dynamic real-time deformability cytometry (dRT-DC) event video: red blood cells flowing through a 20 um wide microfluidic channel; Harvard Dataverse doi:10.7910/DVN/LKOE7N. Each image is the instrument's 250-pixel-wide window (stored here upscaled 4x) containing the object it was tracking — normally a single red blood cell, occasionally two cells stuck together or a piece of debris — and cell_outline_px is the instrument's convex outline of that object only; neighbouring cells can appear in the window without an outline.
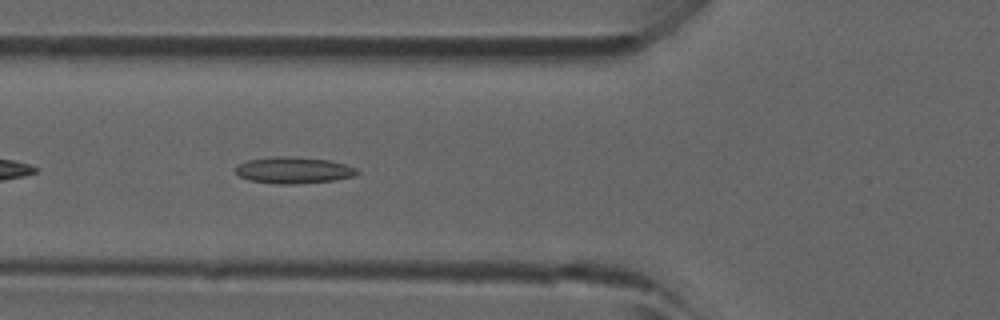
{"species": "common noctule bat (a hibernating species)", "species_latin": "Nyctalus noctula", "temperature_condition": "room temperature", "stored_images_in_passage": 6, "camera_frame_rate_fps": 3000, "um_per_image_px": 0.085, "animal": {"sex": "male", "forearm_length_mm": 52.5}, "frame": {"image": 1, "passage_image": 5, "time_ms": 1.333, "image_size_px": [1000, 320], "cell_outline_px": [[360, 172], [356, 176], [336, 180], [296, 184], [276, 184], [248, 180], [240, 176], [236, 172], [236, 164], [248, 160], [272, 156], [296, 156], [332, 160], [356, 168]], "centroid_in_image_um": [24.98, 14.46], "position_along_channel_um": 100.8, "area_um2": 19.13}}
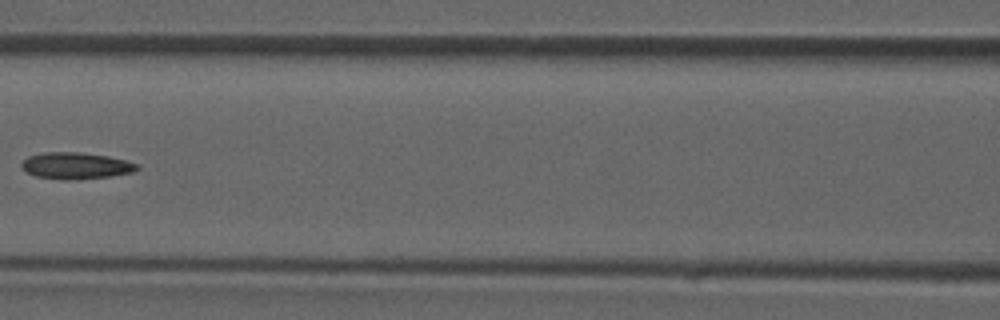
{"frame": {"image": 2, "passage_image": 6, "time_ms": 1.667, "image_size_px": [1000, 320], "cell_outline_px": [[140, 168], [132, 172], [112, 176], [64, 180], [60, 180], [36, 176], [28, 172], [20, 164], [28, 156], [44, 152], [80, 152], [108, 156], [140, 164]], "centroid_in_image_um": [6.47, 14.08], "position_along_channel_um": 160.1, "area_um2": 17.8}}